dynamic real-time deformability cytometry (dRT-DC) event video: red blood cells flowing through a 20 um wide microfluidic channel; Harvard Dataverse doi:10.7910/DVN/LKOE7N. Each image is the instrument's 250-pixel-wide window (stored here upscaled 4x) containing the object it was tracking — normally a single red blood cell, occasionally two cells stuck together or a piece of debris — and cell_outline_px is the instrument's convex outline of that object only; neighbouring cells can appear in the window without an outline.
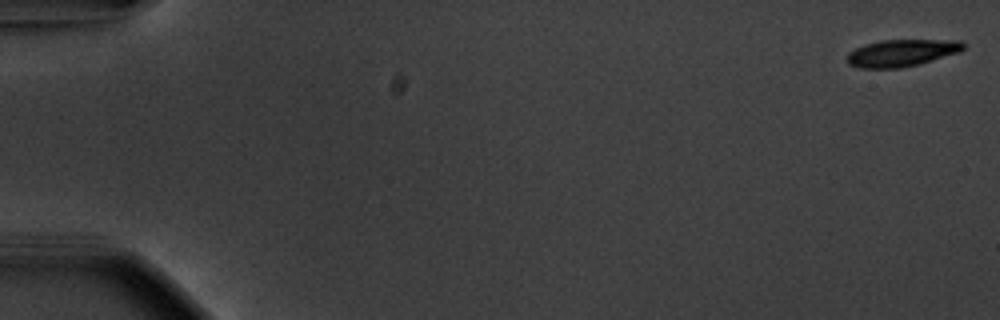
{"species": "common noctule bat (a hibernating species)", "species_latin": "Nyctalus noctula", "temperature_condition": "warm", "stored_images_in_passage": 55, "camera_frame_rate_fps": 3000, "um_per_image_px": 0.085, "animal": {"sex": "male", "body_mass_g": 20.1, "forearm_length_mm": 53.5}, "frame": {"image": 1, "passage_image": 1, "time_ms": 0.0, "image_size_px": [1000, 320], "cell_outline_px": [[964, 48], [960, 52], [920, 64], [900, 68], [860, 68], [848, 64], [848, 52], [864, 44], [880, 40], [960, 40], [964, 44]], "centroid_in_image_um": [76.64, 4.5], "position_along_channel_um": 8.4, "area_um2": 18.38}}
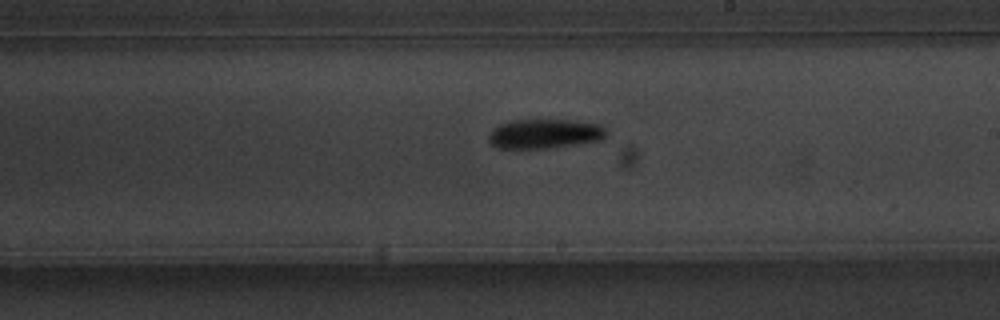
{"frame": {"image": 2, "passage_image": 33, "time_ms": 10.667, "image_size_px": [1000, 320], "cell_outline_px": [[608, 136], [600, 140], [576, 144], [548, 148], [500, 148], [492, 144], [488, 140], [488, 136], [492, 128], [500, 124], [512, 120], [572, 120], [604, 124], [608, 132]], "centroid_in_image_um": [46.35, 11.36], "position_along_channel_um": 242.7, "area_um2": 20.4}}
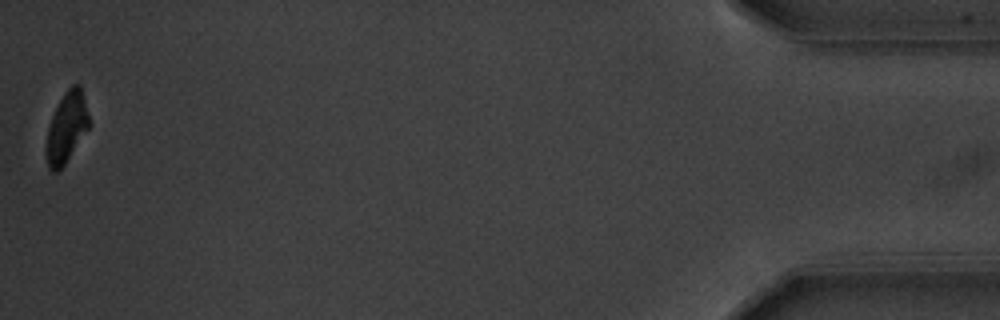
{"frame": {"image": 3, "passage_image": 55, "time_ms": 18.0, "image_size_px": [1000, 320], "cell_outline_px": [[88, 128], [64, 164], [56, 172], [52, 172], [48, 168], [44, 152], [44, 148], [48, 128], [52, 116], [64, 92], [72, 84], [80, 84], [84, 96], [88, 116]], "centroid_in_image_um": [5.61, 10.84], "position_along_channel_um": 429.6, "area_um2": 17.4}, "authors_computed_cell_mechanics": {"area_um2": 19.7676, "velocity_mm_per_s": 3.712, "shape_relaxation_time_tau1_ms": 2.6109, "shape_relaxation_time_tau2_ms": null, "deformation_change_tau1": 0.1361, "deformation_change_tau2": null}}